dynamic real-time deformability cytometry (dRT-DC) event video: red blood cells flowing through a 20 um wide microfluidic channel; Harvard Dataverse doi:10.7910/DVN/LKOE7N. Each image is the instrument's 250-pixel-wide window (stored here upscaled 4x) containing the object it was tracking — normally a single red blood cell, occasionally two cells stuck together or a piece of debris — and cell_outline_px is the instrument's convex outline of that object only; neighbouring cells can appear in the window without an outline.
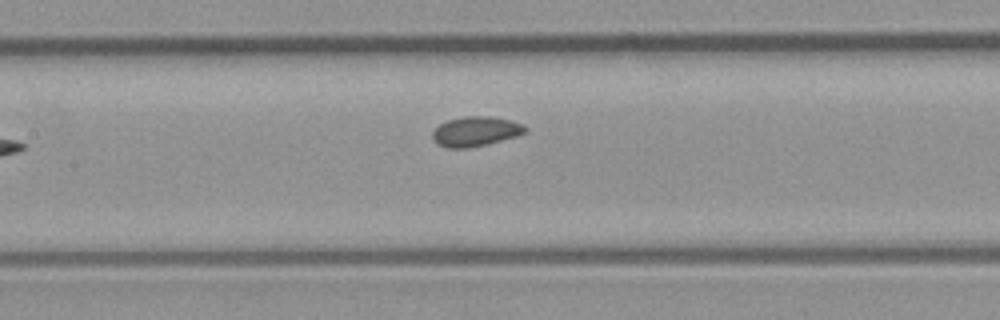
{"species": "common noctule bat (a hibernating species)", "species_latin": "Nyctalus noctula", "temperature_condition": "room temperature", "stored_images_in_passage": 7, "camera_frame_rate_fps": 3000, "um_per_image_px": 0.085, "animal": {"sex": "male", "body_mass_g": 23.1, "forearm_length_mm": 52.7}, "frame": {"image": 1, "passage_image": 7, "time_ms": 7.0, "image_size_px": [1000, 320], "cell_outline_px": [[528, 132], [516, 136], [488, 144], [468, 148], [448, 148], [436, 144], [432, 140], [432, 132], [440, 124], [448, 120], [464, 116], [488, 116], [508, 120], [524, 124], [528, 128]], "centroid_in_image_um": [40.42, 11.18], "position_along_channel_um": 167.0, "area_um2": 16.18}}